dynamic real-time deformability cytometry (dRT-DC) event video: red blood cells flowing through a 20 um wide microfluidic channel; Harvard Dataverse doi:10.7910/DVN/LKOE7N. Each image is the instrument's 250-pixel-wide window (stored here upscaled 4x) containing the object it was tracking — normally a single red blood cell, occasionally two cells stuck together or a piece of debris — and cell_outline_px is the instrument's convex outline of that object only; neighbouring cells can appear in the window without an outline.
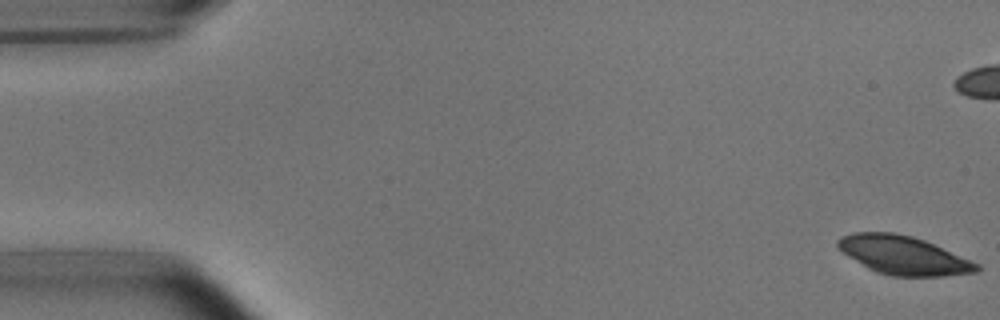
{"species": "common noctule bat (a hibernating species)", "species_latin": "Nyctalus noctula", "temperature_condition": "room temperature", "stored_images_in_passage": 54, "camera_frame_rate_fps": 3000, "um_per_image_px": 0.085, "animal": {"sex": "male", "body_mass_g": 15.6}, "frame": {"image": 1, "passage_image": 1, "time_ms": 0.0, "image_size_px": [1000, 320], "cell_outline_px": [[980, 268], [976, 272], [944, 276], [892, 276], [876, 272], [868, 268], [848, 256], [836, 244], [836, 240], [840, 236], [852, 232], [892, 232], [912, 236], [924, 240], [980, 264]], "centroid_in_image_um": [76.77, 21.69], "position_along_channel_um": 8.2, "area_um2": 31.04}}